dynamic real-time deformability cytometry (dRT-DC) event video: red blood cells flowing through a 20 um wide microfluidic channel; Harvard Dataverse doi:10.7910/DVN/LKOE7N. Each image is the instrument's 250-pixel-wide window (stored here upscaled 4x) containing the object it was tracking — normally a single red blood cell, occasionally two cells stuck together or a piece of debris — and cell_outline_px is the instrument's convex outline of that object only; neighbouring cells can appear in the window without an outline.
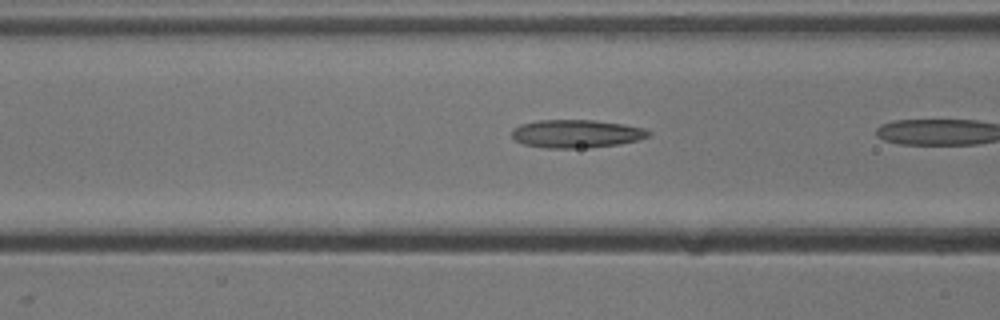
{"species": "common noctule bat (a hibernating species)", "species_latin": "Nyctalus noctula", "temperature_condition": "cold", "stored_images_in_passage": 18, "camera_frame_rate_fps": 3000, "um_per_image_px": 0.085, "animal": {"sex": "male", "body_mass_g": 13.3}, "frame": {"image": 1, "passage_image": 16, "time_ms": 5.0, "image_size_px": [1000, 320], "cell_outline_px": [[652, 136], [620, 144], [580, 148], [544, 148], [524, 144], [516, 140], [512, 136], [512, 128], [520, 124], [536, 120], [592, 120], [620, 124], [644, 128], [652, 132]], "centroid_in_image_um": [48.98, 11.36], "position_along_channel_um": 117.6, "area_um2": 22.37}}